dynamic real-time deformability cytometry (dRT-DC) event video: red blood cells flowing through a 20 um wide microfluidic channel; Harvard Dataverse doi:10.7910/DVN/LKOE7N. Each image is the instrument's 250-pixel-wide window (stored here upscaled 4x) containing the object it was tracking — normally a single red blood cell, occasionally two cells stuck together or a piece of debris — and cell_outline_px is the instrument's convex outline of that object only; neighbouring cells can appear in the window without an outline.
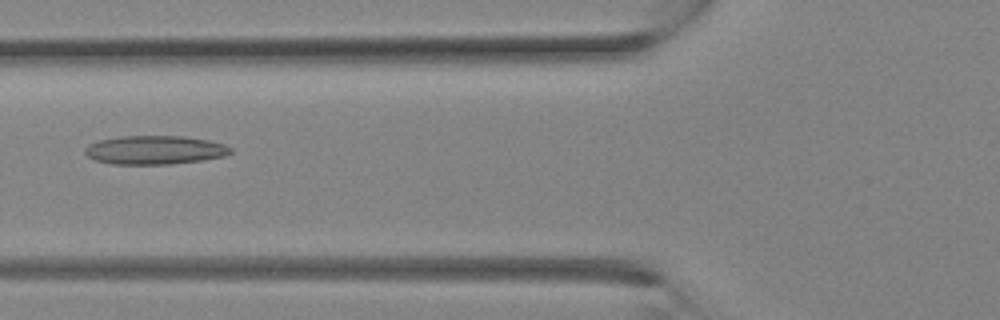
{"species": "Egyptian fruit bat (a non-hibernating species)", "species_latin": "Rousettus aegyptiacus", "temperature_condition": "room temperature", "stored_images_in_passage": 28, "camera_frame_rate_fps": 3000, "um_per_image_px": 0.085, "animal": {"sex": "female"}, "frame": {"image": 1, "passage_image": 11, "time_ms": 3.333, "image_size_px": [1000, 320], "cell_outline_px": [[232, 152], [224, 156], [204, 160], [168, 164], [112, 164], [96, 160], [88, 156], [84, 152], [84, 148], [88, 144], [100, 140], [120, 136], [184, 136], [208, 140], [224, 144], [232, 148]], "centroid_in_image_um": [13.16, 12.74], "position_along_channel_um": 112.6, "area_um2": 24.39}}
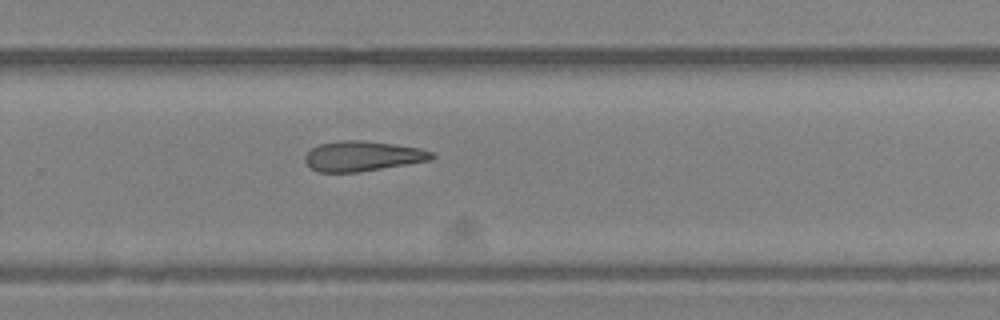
{"frame": {"image": 2, "passage_image": 19, "time_ms": 6.0, "image_size_px": [1000, 320], "cell_outline_px": [[436, 156], [432, 160], [360, 172], [316, 172], [304, 160], [304, 156], [312, 148], [320, 144], [340, 140], [360, 140], [392, 144], [420, 148], [432, 152]], "centroid_in_image_um": [30.82, 13.27], "position_along_channel_um": 299.0, "area_um2": 22.2}}
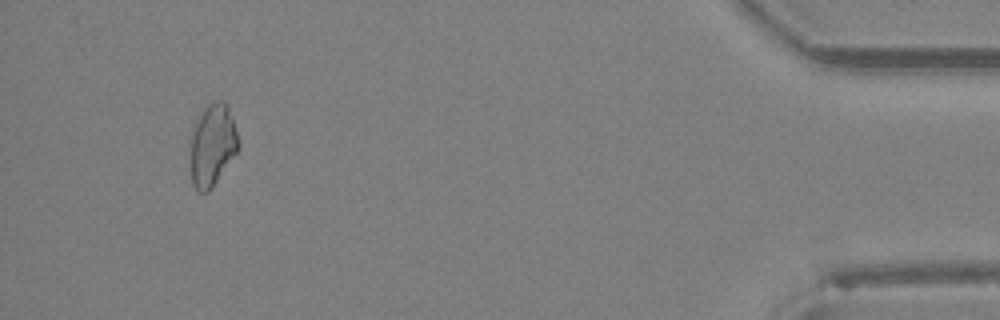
{"frame": {"image": 3, "passage_image": 27, "time_ms": 8.667, "image_size_px": [1000, 320], "cell_outline_px": [[240, 148], [212, 188], [208, 192], [196, 192], [192, 184], [192, 128], [196, 120], [204, 108], [212, 100], [224, 100], [228, 104], [240, 144]], "centroid_in_image_um": [18.08, 12.31], "position_along_channel_um": 417.1, "area_um2": 23.0}}